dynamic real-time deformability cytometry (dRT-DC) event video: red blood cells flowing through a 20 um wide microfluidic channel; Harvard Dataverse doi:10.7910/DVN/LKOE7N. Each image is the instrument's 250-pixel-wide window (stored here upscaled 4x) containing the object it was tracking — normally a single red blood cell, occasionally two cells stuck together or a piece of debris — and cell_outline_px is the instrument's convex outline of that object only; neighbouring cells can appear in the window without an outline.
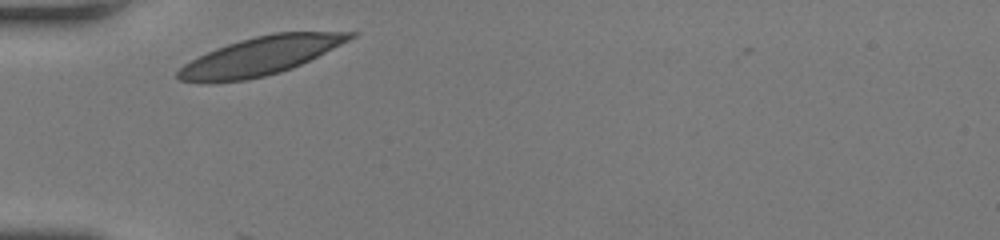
{"species": "human", "species_latin": "Homo sapiens", "temperature_condition": "room temperature", "stored_images_in_passage": 26, "camera_frame_rate_fps": 3000, "um_per_image_px": 0.085, "donor": {"sex": "female"}, "frame": {"image": 1, "passage_image": 1, "time_ms": 0.0, "image_size_px": [1000, 240], "cell_outline_px": [[360, 32], [356, 36], [292, 68], [280, 72], [248, 80], [212, 84], [200, 84], [180, 80], [176, 76], [176, 72], [184, 64], [216, 48], [240, 40], [272, 32]], "centroid_in_image_um": [22.05, 4.79], "position_along_channel_um": 63.0, "area_um2": 38.21}}
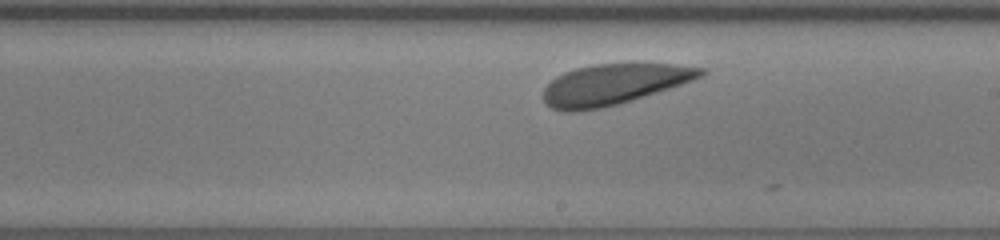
{"frame": {"image": 2, "passage_image": 15, "time_ms": 4.667, "image_size_px": [1000, 240], "cell_outline_px": [[708, 72], [704, 76], [620, 104], [604, 108], [576, 112], [564, 112], [552, 108], [544, 100], [544, 88], [556, 76], [564, 72], [576, 68], [592, 64], [632, 60], [676, 64], [704, 68]], "centroid_in_image_um": [52.21, 7.12], "position_along_channel_um": 236.8, "area_um2": 38.44}}
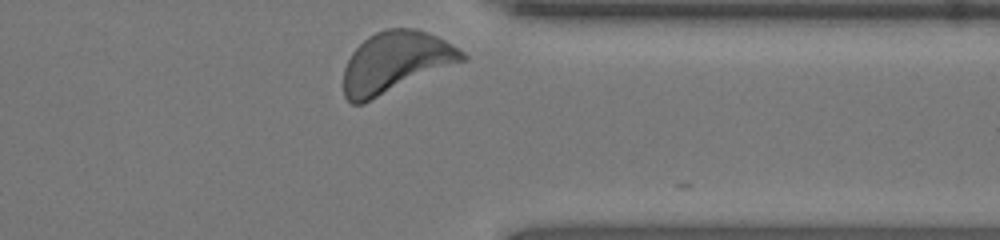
{"frame": {"image": 3, "passage_image": 26, "time_ms": 8.333, "image_size_px": [1000, 240], "cell_outline_px": [[468, 60], [364, 104], [352, 104], [344, 96], [344, 68], [352, 52], [368, 36], [384, 28], [416, 28], [436, 36], [444, 40], [464, 52], [468, 56]], "centroid_in_image_um": [33.65, 5.31], "position_along_channel_um": 377.8, "area_um2": 42.66}, "authors_computed_cell_mechanics": {"area_um2": 38.2925, "velocity_mm_per_s": 3.876, "shape_relaxation_time_tau1_ms": 0.7646, "shape_relaxation_time_tau2_ms": 2.8183, "deformation_change_tau1": 0.0687, "deformation_change_tau2": 0.0791}}